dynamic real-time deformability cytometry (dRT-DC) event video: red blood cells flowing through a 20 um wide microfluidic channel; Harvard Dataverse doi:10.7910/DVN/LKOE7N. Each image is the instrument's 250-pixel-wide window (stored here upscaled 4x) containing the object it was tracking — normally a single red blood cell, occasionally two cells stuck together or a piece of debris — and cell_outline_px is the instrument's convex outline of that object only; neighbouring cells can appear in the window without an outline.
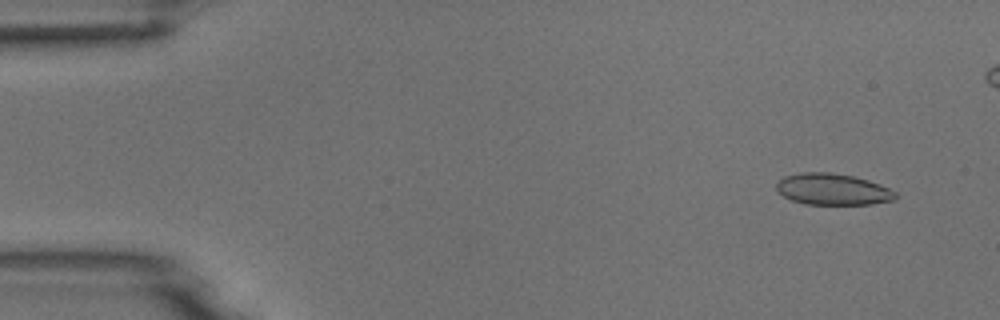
{"species": "common noctule bat (a hibernating species)", "species_latin": "Nyctalus noctula", "temperature_condition": "room temperature", "stored_images_in_passage": 48, "camera_frame_rate_fps": 3000, "um_per_image_px": 0.085, "animal": {"sex": "male", "body_mass_g": 18.8}, "frame": {"image": 1, "passage_image": 4, "time_ms": 1.0, "image_size_px": [1000, 320], "cell_outline_px": [[896, 200], [872, 204], [804, 204], [792, 200], [784, 196], [776, 188], [776, 184], [784, 176], [804, 172], [828, 172], [852, 176], [868, 180], [880, 184], [896, 192]], "centroid_in_image_um": [70.8, 16.09], "position_along_channel_um": 14.2, "area_um2": 21.68}}
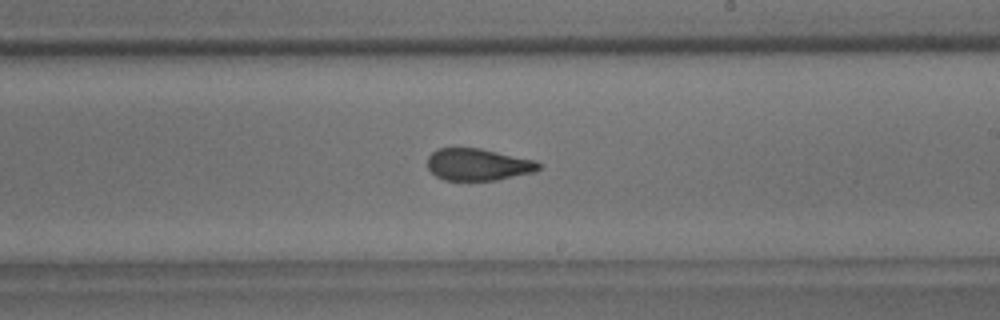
{"frame": {"image": 2, "passage_image": 31, "time_ms": 10.0, "image_size_px": [1000, 320], "cell_outline_px": [[540, 168], [536, 172], [496, 180], [444, 180], [436, 176], [428, 168], [428, 156], [436, 148], [480, 148], [536, 160], [540, 164]], "centroid_in_image_um": [40.64, 13.98], "position_along_channel_um": 248.4, "area_um2": 20.81}}
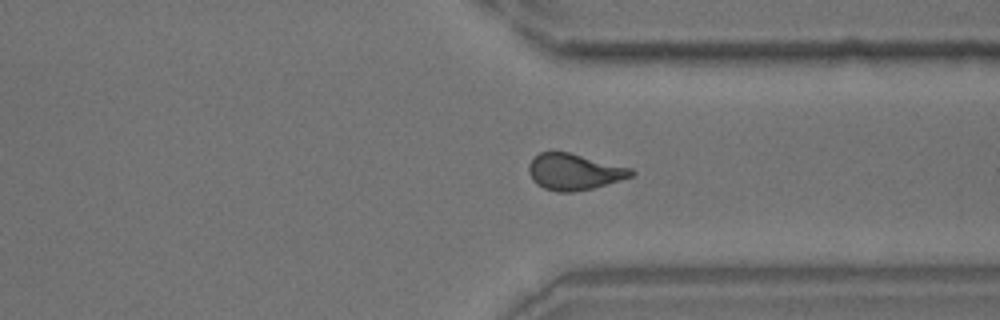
{"frame": {"image": 3, "passage_image": 40, "time_ms": 13.0, "image_size_px": [1000, 320], "cell_outline_px": [[636, 172], [632, 176], [592, 188], [572, 192], [560, 192], [544, 188], [536, 184], [532, 180], [528, 172], [528, 164], [540, 152], [568, 152], [632, 168]], "centroid_in_image_um": [48.78, 14.6], "position_along_channel_um": 362.6, "area_um2": 21.44}}